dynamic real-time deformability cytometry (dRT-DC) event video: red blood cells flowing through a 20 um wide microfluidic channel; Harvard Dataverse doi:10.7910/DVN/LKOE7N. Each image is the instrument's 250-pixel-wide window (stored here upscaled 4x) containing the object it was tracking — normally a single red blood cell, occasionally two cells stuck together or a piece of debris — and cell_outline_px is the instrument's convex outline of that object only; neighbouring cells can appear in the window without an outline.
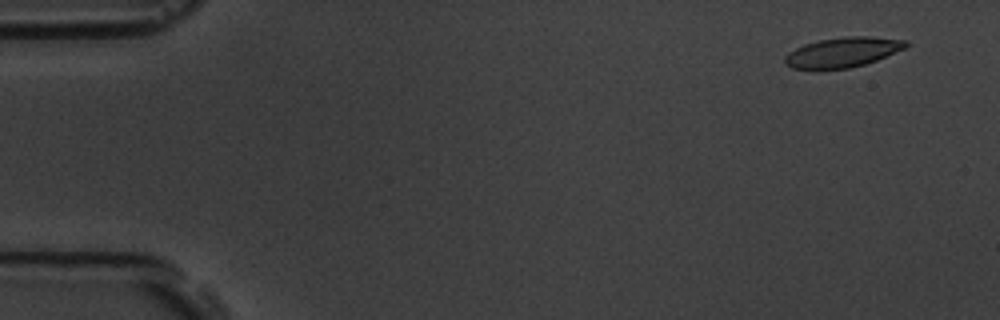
{"species": "common noctule bat (a hibernating species)", "species_latin": "Nyctalus noctula", "temperature_condition": "room temperature", "stored_images_in_passage": 4, "camera_frame_rate_fps": 3000, "um_per_image_px": 0.085, "animal": {"sex": "male", "body_mass_g": 19.5, "forearm_length_mm": 54.6}, "frame": {"image": 1, "passage_image": 1, "time_ms": 0.0, "image_size_px": [1000, 320], "cell_outline_px": [[908, 44], [904, 48], [876, 60], [864, 64], [848, 68], [816, 72], [792, 68], [784, 64], [784, 56], [788, 52], [804, 44], [820, 40], [844, 36], [872, 36], [908, 40]], "centroid_in_image_um": [71.54, 4.47], "position_along_channel_um": 13.5, "area_um2": 21.68}}
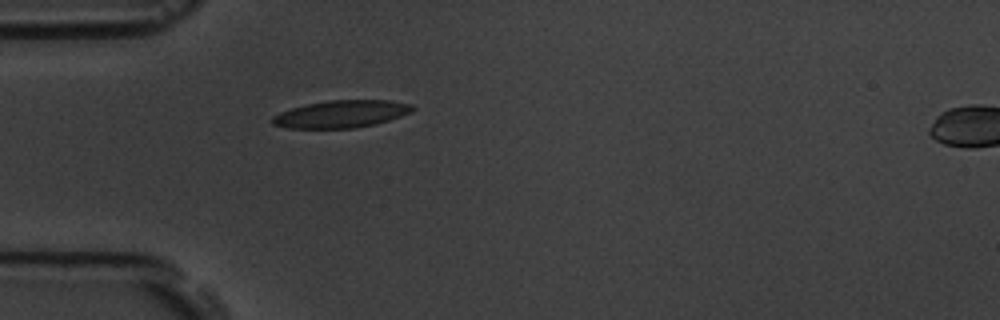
{"frame": {"image": 2, "passage_image": 4, "time_ms": 4.333, "image_size_px": [1000, 320], "cell_outline_px": [[416, 108], [412, 112], [376, 124], [356, 128], [288, 128], [272, 124], [268, 120], [272, 116], [280, 112], [304, 104], [328, 100], [388, 100], [412, 104]], "centroid_in_image_um": [28.98, 9.69], "position_along_channel_um": 56.0, "area_um2": 22.54}}